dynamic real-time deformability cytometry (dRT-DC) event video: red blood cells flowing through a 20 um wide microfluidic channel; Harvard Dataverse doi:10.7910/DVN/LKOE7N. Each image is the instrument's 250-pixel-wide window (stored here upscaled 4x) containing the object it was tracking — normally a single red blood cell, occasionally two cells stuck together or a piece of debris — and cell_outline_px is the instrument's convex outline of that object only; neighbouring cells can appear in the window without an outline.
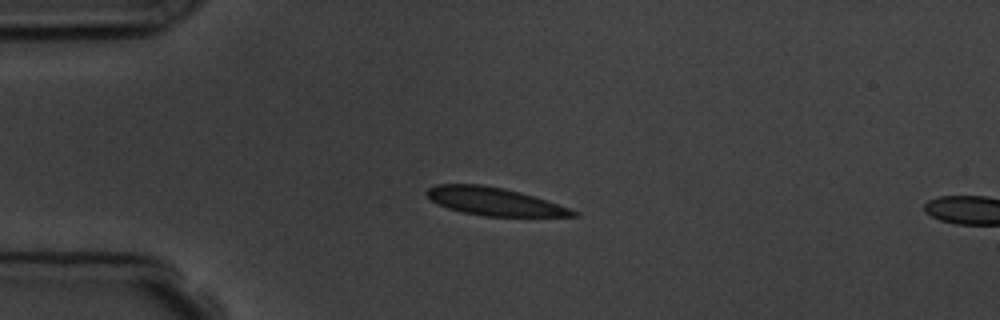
{"species": "common noctule bat (a hibernating species)", "species_latin": "Nyctalus noctula", "temperature_condition": "room temperature", "stored_images_in_passage": 4, "camera_frame_rate_fps": 3000, "um_per_image_px": 0.085, "animal": {"sex": "male", "body_mass_g": 19.5, "forearm_length_mm": 54.6}, "frame": {"image": 1, "passage_image": 3, "time_ms": 2.333, "image_size_px": [1000, 320], "cell_outline_px": [[580, 216], [484, 216], [464, 212], [448, 208], [432, 200], [424, 192], [428, 188], [436, 184], [480, 184], [504, 188], [520, 192], [580, 212]], "centroid_in_image_um": [41.99, 17.12], "position_along_channel_um": 43.0, "area_um2": 23.41}}